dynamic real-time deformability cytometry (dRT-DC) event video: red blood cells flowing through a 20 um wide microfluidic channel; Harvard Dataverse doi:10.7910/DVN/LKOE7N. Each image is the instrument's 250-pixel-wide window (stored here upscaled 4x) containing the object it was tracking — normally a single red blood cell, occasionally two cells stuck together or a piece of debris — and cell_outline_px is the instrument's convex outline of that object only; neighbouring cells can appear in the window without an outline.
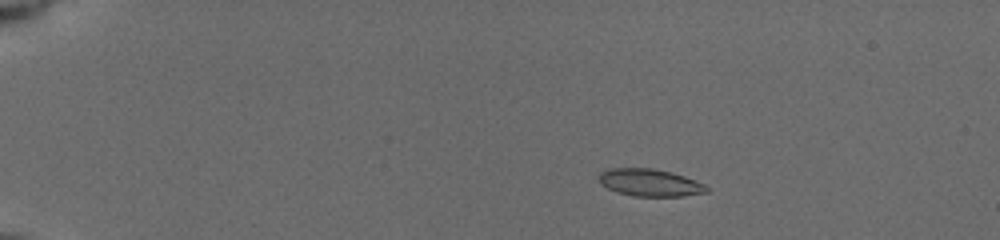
{"species": "common noctule bat (a hibernating species)", "species_latin": "Nyctalus noctula", "temperature_condition": "cold", "stored_images_in_passage": 38, "camera_frame_rate_fps": 3000, "um_per_image_px": 0.085, "animal": {"sex": "female", "body_mass_g": 19.5, "forearm_length_mm": 54.1}, "frame": {"image": 1, "passage_image": 2, "time_ms": 0.333, "image_size_px": [1000, 240], "cell_outline_px": [[708, 192], [684, 196], [632, 196], [616, 192], [600, 184], [596, 176], [600, 172], [608, 168], [652, 168], [684, 176], [704, 184], [708, 188]], "centroid_in_image_um": [55.17, 15.52], "position_along_channel_um": 29.8, "area_um2": 17.22}}
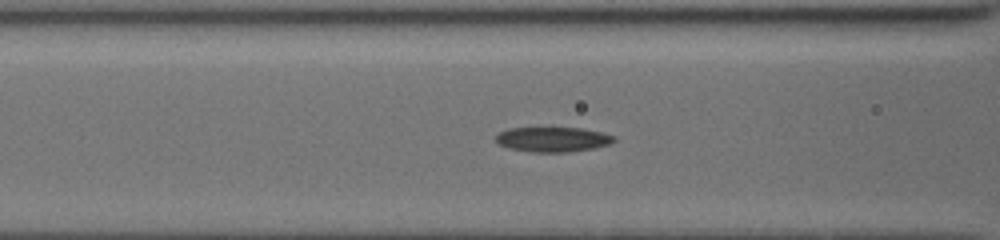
{"frame": {"image": 2, "passage_image": 27, "time_ms": 5.0, "image_size_px": [1000, 240], "cell_outline_px": [[616, 140], [612, 144], [592, 148], [568, 152], [532, 152], [508, 148], [500, 144], [496, 140], [496, 136], [500, 132], [512, 128], [580, 128], [600, 132], [616, 136]], "centroid_in_image_um": [47.03, 11.85], "position_along_channel_um": 119.6, "area_um2": 16.99}}
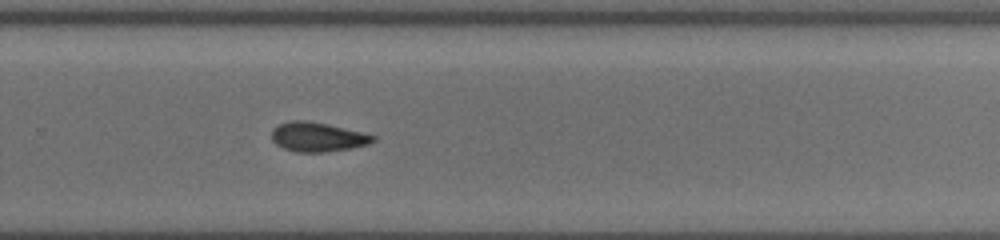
{"frame": {"image": 3, "passage_image": 38, "time_ms": 9.667, "image_size_px": [1000, 240], "cell_outline_px": [[376, 140], [368, 144], [352, 148], [324, 152], [296, 152], [284, 148], [276, 144], [272, 140], [272, 128], [280, 124], [292, 120], [304, 120], [328, 124], [364, 132], [376, 136]], "centroid_in_image_um": [27.01, 11.64], "position_along_channel_um": 302.8, "area_um2": 17.4}}